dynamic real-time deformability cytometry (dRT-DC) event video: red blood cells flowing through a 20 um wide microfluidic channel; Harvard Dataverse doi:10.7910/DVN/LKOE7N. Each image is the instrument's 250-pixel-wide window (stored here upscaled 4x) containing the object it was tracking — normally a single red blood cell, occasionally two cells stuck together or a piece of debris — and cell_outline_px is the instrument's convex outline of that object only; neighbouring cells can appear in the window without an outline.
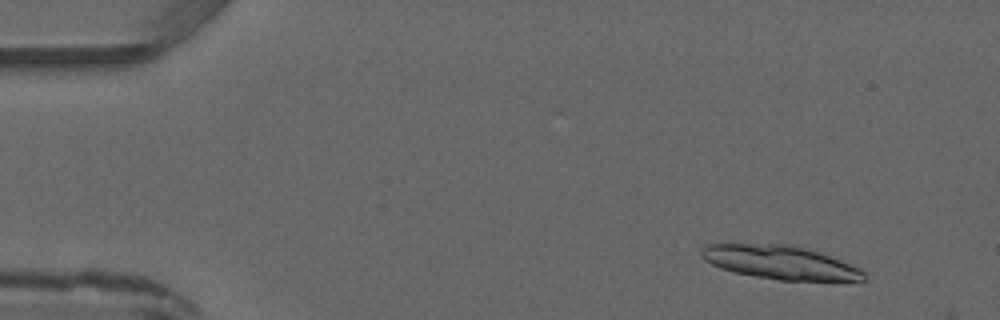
{"species": "common noctule bat (a hibernating species)", "species_latin": "Nyctalus noctula", "temperature_condition": "warm", "stored_images_in_passage": 4, "camera_frame_rate_fps": 3000, "um_per_image_px": 0.085, "animal": {"sex": "male", "forearm_length_mm": 52.5}, "frame": {"image": 1, "passage_image": 1, "time_ms": 0.0, "image_size_px": [1000, 320], "cell_outline_px": [[868, 276], [864, 280], [780, 280], [756, 276], [736, 272], [720, 268], [704, 260], [700, 256], [700, 252], [708, 244], [792, 244], [820, 252], [860, 268]], "centroid_in_image_um": [66.32, 22.29], "position_along_channel_um": 18.7, "area_um2": 31.5}}